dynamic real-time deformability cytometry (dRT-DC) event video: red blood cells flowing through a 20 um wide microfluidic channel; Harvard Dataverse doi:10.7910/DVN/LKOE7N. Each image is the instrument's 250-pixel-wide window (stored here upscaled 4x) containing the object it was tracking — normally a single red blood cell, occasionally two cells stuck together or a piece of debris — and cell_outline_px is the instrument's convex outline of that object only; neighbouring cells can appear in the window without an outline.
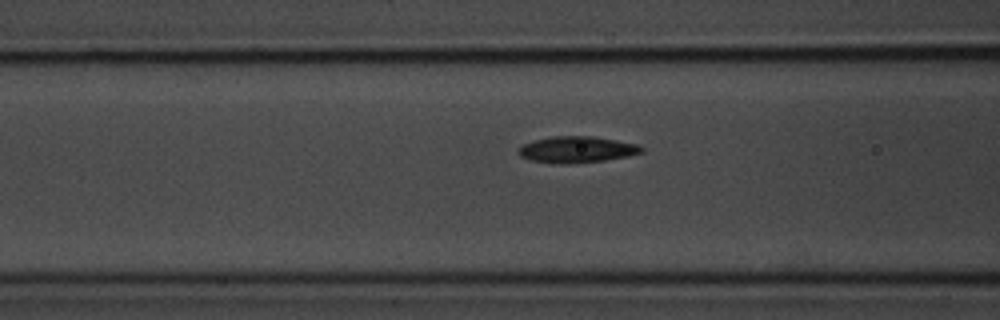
{"species": "common noctule bat (a hibernating species)", "species_latin": "Nyctalus noctula", "temperature_condition": "room temperature", "stored_images_in_passage": 13, "camera_frame_rate_fps": 3000, "um_per_image_px": 0.085, "animal": {"sex": "male", "body_mass_g": 20.1, "forearm_length_mm": 53.5}, "frame": {"image": 1, "passage_image": 11, "time_ms": 3.333, "image_size_px": [1000, 320], "cell_outline_px": [[644, 152], [628, 156], [604, 160], [568, 164], [556, 164], [532, 160], [520, 156], [516, 152], [516, 148], [524, 144], [536, 140], [552, 136], [592, 136], [616, 140], [636, 144], [644, 148]], "centroid_in_image_um": [49.01, 12.71], "position_along_channel_um": 117.6, "area_um2": 18.9}}